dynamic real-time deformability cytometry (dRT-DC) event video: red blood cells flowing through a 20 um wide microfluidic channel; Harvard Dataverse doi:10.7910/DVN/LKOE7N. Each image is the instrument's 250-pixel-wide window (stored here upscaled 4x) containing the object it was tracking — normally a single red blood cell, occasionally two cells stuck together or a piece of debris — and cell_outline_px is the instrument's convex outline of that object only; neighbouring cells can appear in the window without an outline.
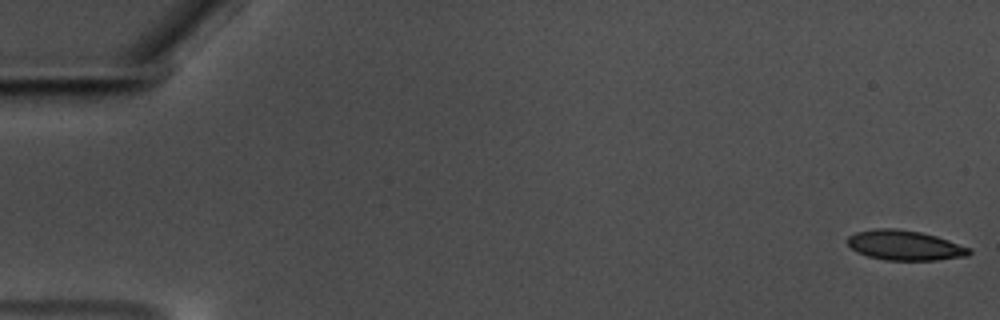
{"species": "common noctule bat (a hibernating species)", "species_latin": "Nyctalus noctula", "temperature_condition": "warm", "stored_images_in_passage": 59, "camera_frame_rate_fps": 3000, "um_per_image_px": 0.085, "animal": {"sex": "male", "body_mass_g": 17.5, "forearm_length_mm": 52.3}, "frame": {"image": 1, "passage_image": 1, "time_ms": 0.0, "image_size_px": [1000, 320], "cell_outline_px": [[972, 252], [968, 256], [936, 260], [884, 260], [868, 256], [856, 252], [848, 244], [848, 236], [856, 232], [876, 228], [896, 228], [920, 232], [936, 236], [972, 248]], "centroid_in_image_um": [76.92, 20.85], "position_along_channel_um": 8.1, "area_um2": 21.27}}
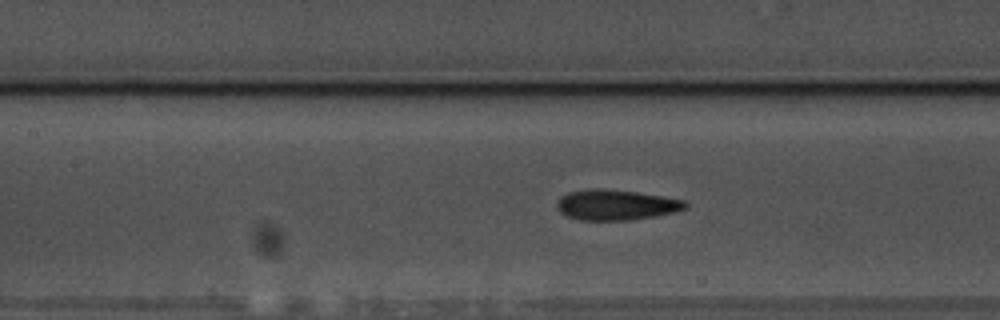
{"frame": {"image": 2, "passage_image": 27, "time_ms": 8.667, "image_size_px": [1000, 320], "cell_outline_px": [[688, 208], [656, 216], [628, 220], [580, 220], [568, 216], [560, 212], [556, 208], [556, 204], [560, 196], [568, 192], [584, 188], [608, 188], [636, 192], [684, 200], [688, 204]], "centroid_in_image_um": [52.31, 17.4], "position_along_channel_um": 155.1, "area_um2": 22.95}}
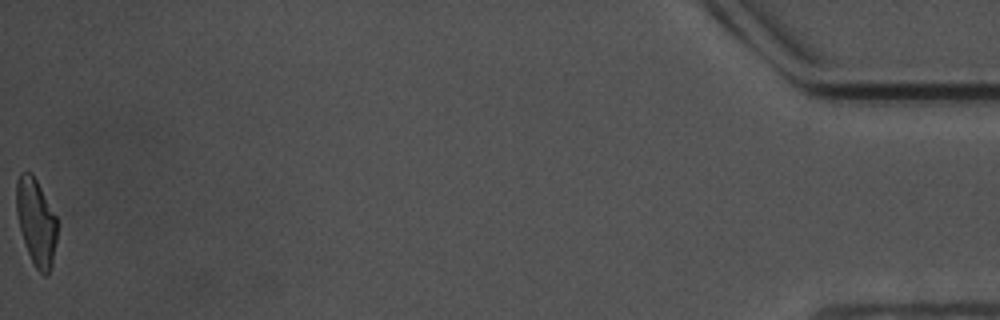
{"frame": {"image": 3, "passage_image": 59, "time_ms": 19.333, "image_size_px": [1000, 320], "cell_outline_px": [[56, 240], [52, 264], [48, 272], [44, 276], [36, 268], [28, 252], [20, 228], [16, 212], [16, 180], [20, 172], [32, 172], [56, 216]], "centroid_in_image_um": [3.05, 18.82], "position_along_channel_um": 432.1, "area_um2": 20.29}, "authors_computed_cell_mechanics": {"area_um2": 22.3108, "velocity_mm_per_s": 3.5118, "shape_relaxation_time_tau1_ms": 8.6593, "shape_relaxation_time_tau2_ms": 1.8359, "deformation_change_tau1": 0.2115, "deformation_change_tau2": 0.0993}}